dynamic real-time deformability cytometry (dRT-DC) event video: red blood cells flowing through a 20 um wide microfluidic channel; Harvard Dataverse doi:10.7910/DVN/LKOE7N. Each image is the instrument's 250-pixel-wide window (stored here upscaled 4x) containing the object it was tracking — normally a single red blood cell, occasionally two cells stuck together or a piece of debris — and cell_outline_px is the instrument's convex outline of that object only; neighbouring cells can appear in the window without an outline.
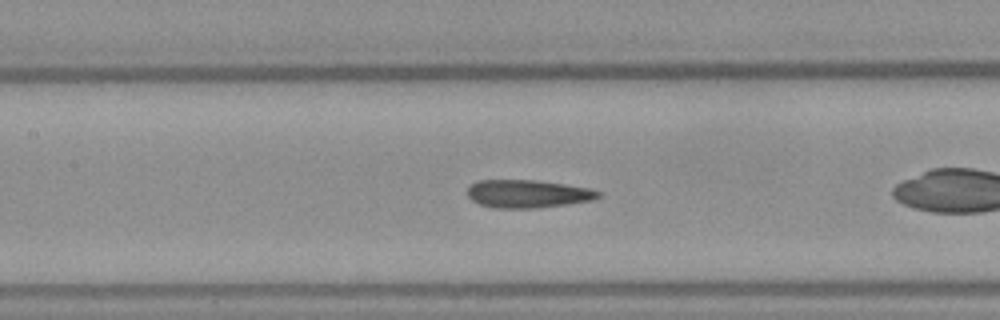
{"species": "Egyptian fruit bat (a non-hibernating species)", "species_latin": "Rousettus aegyptiacus", "temperature_condition": "warm", "stored_images_in_passage": 31, "camera_frame_rate_fps": 3000, "um_per_image_px": 0.085, "frame": {"image": 1, "passage_image": 5, "time_ms": 1.333, "image_size_px": [1000, 320], "cell_outline_px": [[600, 196], [592, 200], [536, 208], [492, 208], [480, 204], [472, 200], [468, 196], [468, 188], [472, 184], [480, 180], [536, 180], [592, 188], [600, 192]], "centroid_in_image_um": [44.85, 16.47], "position_along_channel_um": 162.5, "area_um2": 21.21}}